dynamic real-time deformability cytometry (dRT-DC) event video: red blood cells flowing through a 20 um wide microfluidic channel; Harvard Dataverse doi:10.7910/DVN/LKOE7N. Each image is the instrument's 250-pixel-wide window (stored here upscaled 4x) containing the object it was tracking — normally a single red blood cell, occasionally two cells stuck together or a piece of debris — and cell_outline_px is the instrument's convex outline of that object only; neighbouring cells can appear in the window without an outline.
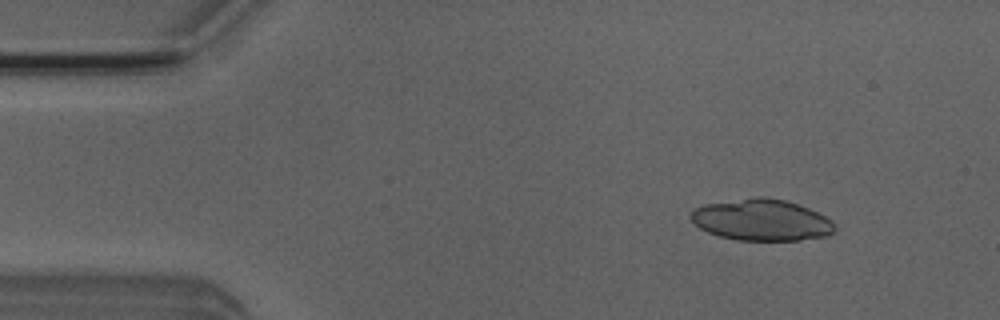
{"species": "Egyptian fruit bat (a non-hibernating species)", "species_latin": "Rousettus aegyptiacus", "temperature_condition": "room temperature", "stored_images_in_passage": 4, "camera_frame_rate_fps": 3000, "um_per_image_px": 0.085, "animal": {"sex": "male"}, "frame": {"image": 1, "passage_image": 2, "time_ms": 1.0, "image_size_px": [1000, 320], "cell_outline_px": [[836, 228], [828, 236], [800, 240], [736, 240], [720, 236], [708, 232], [700, 228], [688, 216], [696, 208], [704, 204], [756, 196], [768, 196], [784, 200], [808, 208], [832, 220]], "centroid_in_image_um": [64.73, 18.69], "position_along_channel_um": 20.3, "area_um2": 34.74}}